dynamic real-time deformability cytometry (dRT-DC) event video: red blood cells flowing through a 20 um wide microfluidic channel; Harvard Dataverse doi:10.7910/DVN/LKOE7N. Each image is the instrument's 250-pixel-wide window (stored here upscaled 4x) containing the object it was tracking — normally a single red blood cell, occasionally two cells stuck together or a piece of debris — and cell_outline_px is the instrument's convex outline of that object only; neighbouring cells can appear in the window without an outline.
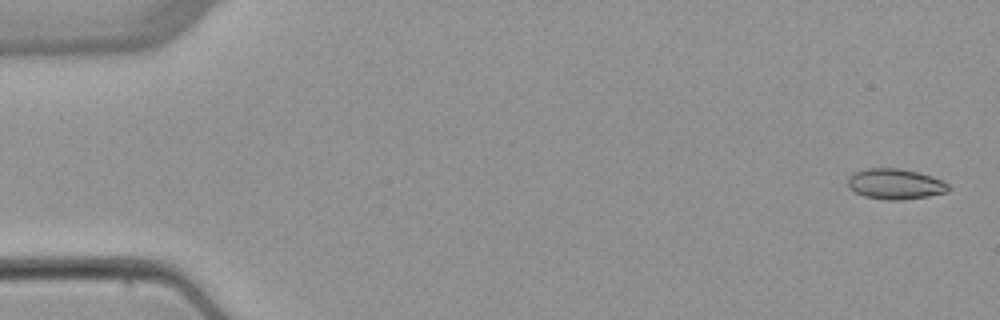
{"species": "common noctule bat (a hibernating species)", "species_latin": "Nyctalus noctula", "temperature_condition": "warm", "stored_images_in_passage": 8, "camera_frame_rate_fps": 3000, "um_per_image_px": 0.085, "animal": {"sex": "female", "body_mass_g": 22.7, "forearm_length_mm": 54.2}, "frame": {"image": 1, "passage_image": 1, "time_ms": 0.0, "image_size_px": [1000, 320], "cell_outline_px": [[952, 188], [948, 192], [928, 196], [904, 200], [888, 200], [864, 196], [848, 188], [848, 176], [852, 172], [864, 168], [900, 168], [932, 176], [948, 184]], "centroid_in_image_um": [76.08, 15.64], "position_along_channel_um": 8.9, "area_um2": 18.09}}
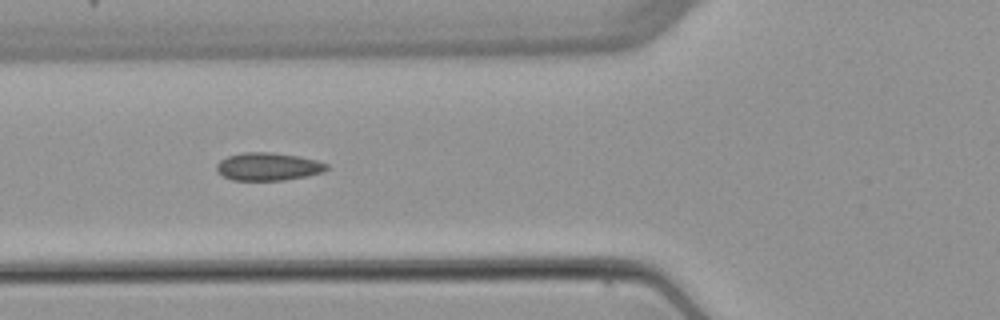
{"frame": {"image": 2, "passage_image": 6, "time_ms": 6.0, "image_size_px": [1000, 320], "cell_outline_px": [[328, 168], [324, 172], [308, 176], [284, 180], [232, 180], [216, 172], [216, 164], [220, 160], [228, 156], [244, 152], [272, 152], [300, 156], [316, 160], [328, 164]], "centroid_in_image_um": [22.8, 14.16], "position_along_channel_um": 103.0, "area_um2": 18.03}}
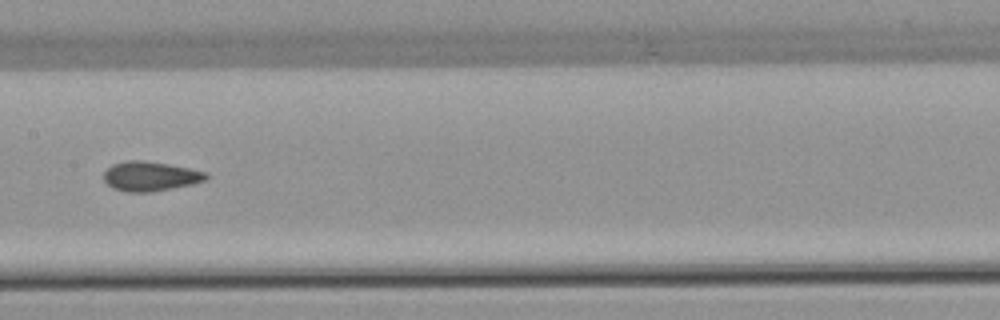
{"frame": {"image": 3, "passage_image": 8, "time_ms": 8.333, "image_size_px": [1000, 320], "cell_outline_px": [[208, 176], [204, 180], [192, 184], [152, 192], [128, 192], [112, 188], [104, 180], [104, 172], [112, 164], [124, 160], [144, 160], [168, 164], [208, 172]], "centroid_in_image_um": [12.75, 14.97], "position_along_channel_um": 194.6, "area_um2": 17.63}}